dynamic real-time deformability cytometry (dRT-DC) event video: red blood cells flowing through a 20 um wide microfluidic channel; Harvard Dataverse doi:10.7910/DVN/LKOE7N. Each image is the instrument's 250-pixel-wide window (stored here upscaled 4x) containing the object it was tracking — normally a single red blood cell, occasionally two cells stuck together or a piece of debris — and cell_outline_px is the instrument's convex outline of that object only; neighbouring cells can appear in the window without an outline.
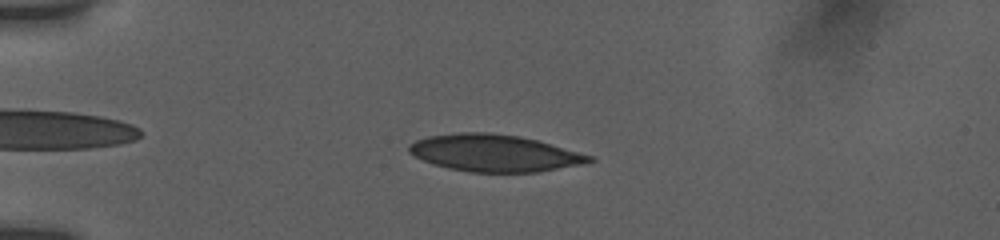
{"species": "human", "species_latin": "Homo sapiens", "temperature_condition": "room temperature", "stored_images_in_passage": 67, "camera_frame_rate_fps": 3000, "um_per_image_px": 0.085, "donor": {"sex": "female"}, "frame": {"image": 1, "passage_image": 11, "time_ms": 2.667, "image_size_px": [1000, 240], "cell_outline_px": [[596, 160], [580, 164], [536, 172], [468, 172], [448, 168], [432, 164], [408, 152], [408, 144], [416, 140], [428, 136], [456, 132], [492, 132], [520, 136], [536, 140], [592, 156]], "centroid_in_image_um": [41.96, 13.0], "position_along_channel_um": 43.0, "area_um2": 38.67}}
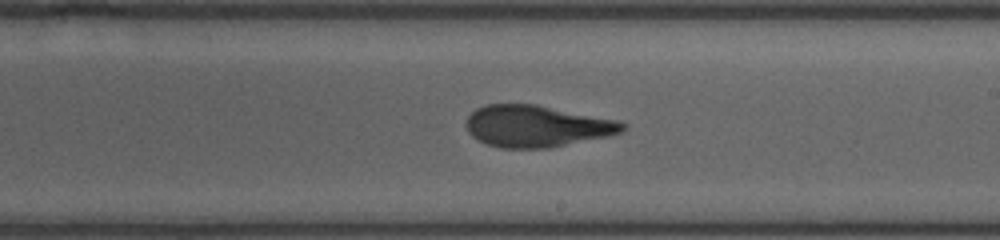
{"frame": {"image": 2, "passage_image": 37, "time_ms": 9.0, "image_size_px": [1000, 240], "cell_outline_px": [[628, 128], [620, 132], [608, 136], [548, 148], [500, 148], [488, 144], [472, 136], [468, 132], [464, 124], [468, 116], [476, 108], [488, 104], [536, 104], [620, 120], [628, 124]], "centroid_in_image_um": [45.64, 10.71], "position_along_channel_um": 243.4, "area_um2": 38.21}}
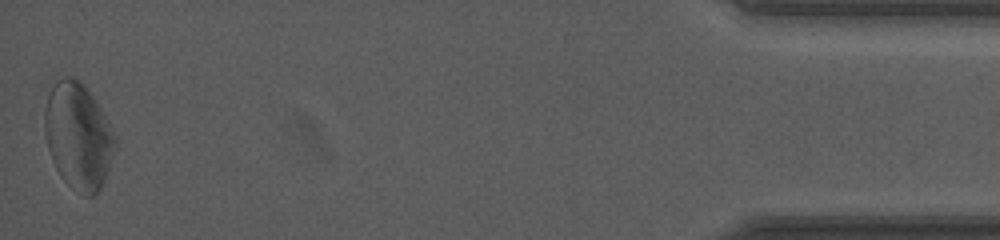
{"frame": {"image": 3, "passage_image": 67, "time_ms": 16.0, "image_size_px": [1000, 240], "cell_outline_px": [[116, 144], [104, 180], [100, 188], [92, 196], [84, 196], [72, 188], [60, 176], [52, 160], [48, 148], [44, 132], [44, 112], [48, 92], [56, 80], [64, 76], [72, 76], [80, 80], [84, 84], [100, 108], [112, 128], [116, 136]], "centroid_in_image_um": [6.62, 11.53], "position_along_channel_um": 428.6, "area_um2": 43.58}, "authors_computed_cell_mechanics": {"area_um2": 38.6682, "velocity_mm_per_s": 3.7861, "shape_relaxation_time_tau1_ms": 10.5625, "shape_relaxation_time_tau2_ms": 1.6215, "deformation_change_tau1": 0.2489, "deformation_change_tau2": 0.0971}}